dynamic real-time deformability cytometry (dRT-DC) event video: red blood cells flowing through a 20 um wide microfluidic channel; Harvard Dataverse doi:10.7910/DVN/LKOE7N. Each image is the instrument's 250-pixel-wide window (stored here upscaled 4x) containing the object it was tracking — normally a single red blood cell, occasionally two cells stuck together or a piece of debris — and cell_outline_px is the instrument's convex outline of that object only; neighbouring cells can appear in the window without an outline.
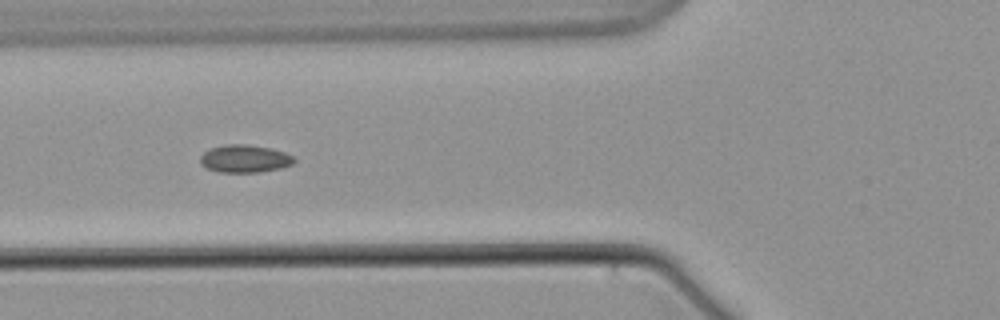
{"species": "common noctule bat (a hibernating species)", "species_latin": "Nyctalus noctula", "temperature_condition": "warm", "stored_images_in_passage": 9, "camera_frame_rate_fps": 3000, "um_per_image_px": 0.085, "animal": {"sex": "male", "body_mass_g": 21.5, "forearm_length_mm": 52.0}, "frame": {"image": 1, "passage_image": 7, "time_ms": 8.0, "image_size_px": [1000, 320], "cell_outline_px": [[296, 160], [292, 164], [280, 168], [260, 172], [220, 172], [204, 168], [200, 164], [200, 156], [204, 152], [212, 148], [224, 144], [244, 144], [272, 148], [296, 156]], "centroid_in_image_um": [20.81, 13.49], "position_along_channel_um": 105.0, "area_um2": 15.32}}